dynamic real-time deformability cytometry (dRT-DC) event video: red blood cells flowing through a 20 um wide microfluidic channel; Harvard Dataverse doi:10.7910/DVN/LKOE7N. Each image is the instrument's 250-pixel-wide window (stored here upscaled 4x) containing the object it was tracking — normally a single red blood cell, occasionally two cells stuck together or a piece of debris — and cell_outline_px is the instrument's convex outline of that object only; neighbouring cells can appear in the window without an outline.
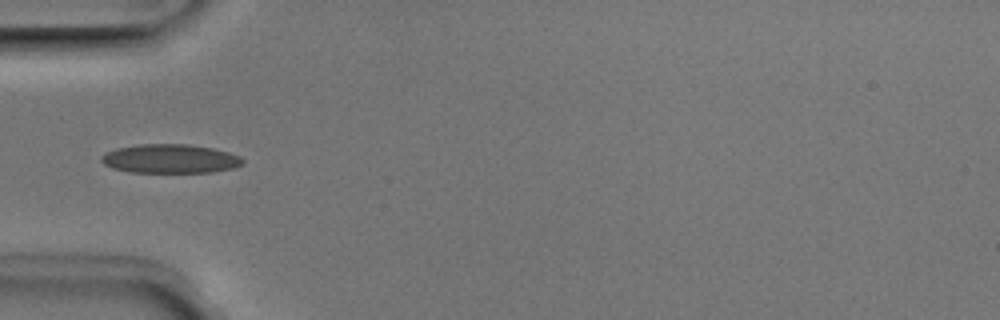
{"species": "Egyptian fruit bat (a non-hibernating species)", "species_latin": "Rousettus aegyptiacus", "temperature_condition": "room temperature", "stored_images_in_passage": 6, "camera_frame_rate_fps": 3000, "um_per_image_px": 0.085, "animal": {"sex": "male"}, "frame": {"image": 1, "passage_image": 5, "time_ms": 1.333, "image_size_px": [1000, 320], "cell_outline_px": [[244, 164], [232, 168], [212, 172], [132, 172], [112, 168], [104, 164], [100, 160], [100, 156], [104, 152], [116, 148], [140, 144], [188, 144], [212, 148], [228, 152], [240, 156], [244, 160]], "centroid_in_image_um": [14.44, 13.49], "position_along_channel_um": 70.6, "area_um2": 23.93}}